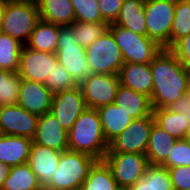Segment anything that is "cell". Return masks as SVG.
Here are the masks:
<instances>
[{
  "instance_id": "13",
  "label": "cell",
  "mask_w": 190,
  "mask_h": 190,
  "mask_svg": "<svg viewBox=\"0 0 190 190\" xmlns=\"http://www.w3.org/2000/svg\"><path fill=\"white\" fill-rule=\"evenodd\" d=\"M87 108L79 85L53 94L50 113L54 115L67 131L79 115Z\"/></svg>"
},
{
  "instance_id": "30",
  "label": "cell",
  "mask_w": 190,
  "mask_h": 190,
  "mask_svg": "<svg viewBox=\"0 0 190 190\" xmlns=\"http://www.w3.org/2000/svg\"><path fill=\"white\" fill-rule=\"evenodd\" d=\"M77 43L82 47L93 44L103 33L108 30L109 25L104 22L74 21L68 26Z\"/></svg>"
},
{
  "instance_id": "3",
  "label": "cell",
  "mask_w": 190,
  "mask_h": 190,
  "mask_svg": "<svg viewBox=\"0 0 190 190\" xmlns=\"http://www.w3.org/2000/svg\"><path fill=\"white\" fill-rule=\"evenodd\" d=\"M97 161L96 158L77 151L61 152L57 170L44 188L47 190H80L90 169Z\"/></svg>"
},
{
  "instance_id": "28",
  "label": "cell",
  "mask_w": 190,
  "mask_h": 190,
  "mask_svg": "<svg viewBox=\"0 0 190 190\" xmlns=\"http://www.w3.org/2000/svg\"><path fill=\"white\" fill-rule=\"evenodd\" d=\"M80 190H121L110 168L103 161H97L90 169Z\"/></svg>"
},
{
  "instance_id": "38",
  "label": "cell",
  "mask_w": 190,
  "mask_h": 190,
  "mask_svg": "<svg viewBox=\"0 0 190 190\" xmlns=\"http://www.w3.org/2000/svg\"><path fill=\"white\" fill-rule=\"evenodd\" d=\"M153 190H173L168 168L161 165H152Z\"/></svg>"
},
{
  "instance_id": "37",
  "label": "cell",
  "mask_w": 190,
  "mask_h": 190,
  "mask_svg": "<svg viewBox=\"0 0 190 190\" xmlns=\"http://www.w3.org/2000/svg\"><path fill=\"white\" fill-rule=\"evenodd\" d=\"M173 190H190V165L168 168Z\"/></svg>"
},
{
  "instance_id": "21",
  "label": "cell",
  "mask_w": 190,
  "mask_h": 190,
  "mask_svg": "<svg viewBox=\"0 0 190 190\" xmlns=\"http://www.w3.org/2000/svg\"><path fill=\"white\" fill-rule=\"evenodd\" d=\"M97 111L104 137L108 143L117 137L134 120L127 112L118 108L115 103L101 106Z\"/></svg>"
},
{
  "instance_id": "7",
  "label": "cell",
  "mask_w": 190,
  "mask_h": 190,
  "mask_svg": "<svg viewBox=\"0 0 190 190\" xmlns=\"http://www.w3.org/2000/svg\"><path fill=\"white\" fill-rule=\"evenodd\" d=\"M176 0H145L147 36L164 49H170L171 27Z\"/></svg>"
},
{
  "instance_id": "9",
  "label": "cell",
  "mask_w": 190,
  "mask_h": 190,
  "mask_svg": "<svg viewBox=\"0 0 190 190\" xmlns=\"http://www.w3.org/2000/svg\"><path fill=\"white\" fill-rule=\"evenodd\" d=\"M103 161L121 190L135 184L149 166L147 156L140 153L106 152Z\"/></svg>"
},
{
  "instance_id": "46",
  "label": "cell",
  "mask_w": 190,
  "mask_h": 190,
  "mask_svg": "<svg viewBox=\"0 0 190 190\" xmlns=\"http://www.w3.org/2000/svg\"><path fill=\"white\" fill-rule=\"evenodd\" d=\"M185 139L190 142V129H189V131L187 132V135H186V138H185Z\"/></svg>"
},
{
  "instance_id": "44",
  "label": "cell",
  "mask_w": 190,
  "mask_h": 190,
  "mask_svg": "<svg viewBox=\"0 0 190 190\" xmlns=\"http://www.w3.org/2000/svg\"><path fill=\"white\" fill-rule=\"evenodd\" d=\"M180 62L184 65L185 72L190 78V60H180Z\"/></svg>"
},
{
  "instance_id": "42",
  "label": "cell",
  "mask_w": 190,
  "mask_h": 190,
  "mask_svg": "<svg viewBox=\"0 0 190 190\" xmlns=\"http://www.w3.org/2000/svg\"><path fill=\"white\" fill-rule=\"evenodd\" d=\"M11 167L0 161V190L3 188L4 182L10 173Z\"/></svg>"
},
{
  "instance_id": "23",
  "label": "cell",
  "mask_w": 190,
  "mask_h": 190,
  "mask_svg": "<svg viewBox=\"0 0 190 190\" xmlns=\"http://www.w3.org/2000/svg\"><path fill=\"white\" fill-rule=\"evenodd\" d=\"M176 140L154 122L145 153L149 165H162L167 160Z\"/></svg>"
},
{
  "instance_id": "22",
  "label": "cell",
  "mask_w": 190,
  "mask_h": 190,
  "mask_svg": "<svg viewBox=\"0 0 190 190\" xmlns=\"http://www.w3.org/2000/svg\"><path fill=\"white\" fill-rule=\"evenodd\" d=\"M40 19L60 26H69L75 21V12L70 0H38Z\"/></svg>"
},
{
  "instance_id": "2",
  "label": "cell",
  "mask_w": 190,
  "mask_h": 190,
  "mask_svg": "<svg viewBox=\"0 0 190 190\" xmlns=\"http://www.w3.org/2000/svg\"><path fill=\"white\" fill-rule=\"evenodd\" d=\"M109 149L97 109L86 108L68 131V150L103 160Z\"/></svg>"
},
{
  "instance_id": "25",
  "label": "cell",
  "mask_w": 190,
  "mask_h": 190,
  "mask_svg": "<svg viewBox=\"0 0 190 190\" xmlns=\"http://www.w3.org/2000/svg\"><path fill=\"white\" fill-rule=\"evenodd\" d=\"M60 25L39 20L26 46L32 50L56 53Z\"/></svg>"
},
{
  "instance_id": "15",
  "label": "cell",
  "mask_w": 190,
  "mask_h": 190,
  "mask_svg": "<svg viewBox=\"0 0 190 190\" xmlns=\"http://www.w3.org/2000/svg\"><path fill=\"white\" fill-rule=\"evenodd\" d=\"M33 142L63 152L68 150V131L48 112L39 116Z\"/></svg>"
},
{
  "instance_id": "33",
  "label": "cell",
  "mask_w": 190,
  "mask_h": 190,
  "mask_svg": "<svg viewBox=\"0 0 190 190\" xmlns=\"http://www.w3.org/2000/svg\"><path fill=\"white\" fill-rule=\"evenodd\" d=\"M73 4L76 21L103 22L97 0H70Z\"/></svg>"
},
{
  "instance_id": "39",
  "label": "cell",
  "mask_w": 190,
  "mask_h": 190,
  "mask_svg": "<svg viewBox=\"0 0 190 190\" xmlns=\"http://www.w3.org/2000/svg\"><path fill=\"white\" fill-rule=\"evenodd\" d=\"M179 60H190V34L169 49Z\"/></svg>"
},
{
  "instance_id": "19",
  "label": "cell",
  "mask_w": 190,
  "mask_h": 190,
  "mask_svg": "<svg viewBox=\"0 0 190 190\" xmlns=\"http://www.w3.org/2000/svg\"><path fill=\"white\" fill-rule=\"evenodd\" d=\"M33 139L3 135L0 138V161L10 167L27 163Z\"/></svg>"
},
{
  "instance_id": "4",
  "label": "cell",
  "mask_w": 190,
  "mask_h": 190,
  "mask_svg": "<svg viewBox=\"0 0 190 190\" xmlns=\"http://www.w3.org/2000/svg\"><path fill=\"white\" fill-rule=\"evenodd\" d=\"M39 20L37 2L11 0L4 5L0 31L26 45Z\"/></svg>"
},
{
  "instance_id": "32",
  "label": "cell",
  "mask_w": 190,
  "mask_h": 190,
  "mask_svg": "<svg viewBox=\"0 0 190 190\" xmlns=\"http://www.w3.org/2000/svg\"><path fill=\"white\" fill-rule=\"evenodd\" d=\"M44 86L53 94L77 86L72 76L60 63H57L51 74L45 79Z\"/></svg>"
},
{
  "instance_id": "43",
  "label": "cell",
  "mask_w": 190,
  "mask_h": 190,
  "mask_svg": "<svg viewBox=\"0 0 190 190\" xmlns=\"http://www.w3.org/2000/svg\"><path fill=\"white\" fill-rule=\"evenodd\" d=\"M11 72L0 69V107L2 106V88H3V80L7 78V76Z\"/></svg>"
},
{
  "instance_id": "16",
  "label": "cell",
  "mask_w": 190,
  "mask_h": 190,
  "mask_svg": "<svg viewBox=\"0 0 190 190\" xmlns=\"http://www.w3.org/2000/svg\"><path fill=\"white\" fill-rule=\"evenodd\" d=\"M53 93L43 83L22 79L17 104L38 116L50 112Z\"/></svg>"
},
{
  "instance_id": "11",
  "label": "cell",
  "mask_w": 190,
  "mask_h": 190,
  "mask_svg": "<svg viewBox=\"0 0 190 190\" xmlns=\"http://www.w3.org/2000/svg\"><path fill=\"white\" fill-rule=\"evenodd\" d=\"M87 108L113 104L120 86L118 75L92 74L80 85Z\"/></svg>"
},
{
  "instance_id": "27",
  "label": "cell",
  "mask_w": 190,
  "mask_h": 190,
  "mask_svg": "<svg viewBox=\"0 0 190 190\" xmlns=\"http://www.w3.org/2000/svg\"><path fill=\"white\" fill-rule=\"evenodd\" d=\"M36 175L27 163L11 167L2 190H41Z\"/></svg>"
},
{
  "instance_id": "31",
  "label": "cell",
  "mask_w": 190,
  "mask_h": 190,
  "mask_svg": "<svg viewBox=\"0 0 190 190\" xmlns=\"http://www.w3.org/2000/svg\"><path fill=\"white\" fill-rule=\"evenodd\" d=\"M190 34V0H176L171 27L170 48Z\"/></svg>"
},
{
  "instance_id": "48",
  "label": "cell",
  "mask_w": 190,
  "mask_h": 190,
  "mask_svg": "<svg viewBox=\"0 0 190 190\" xmlns=\"http://www.w3.org/2000/svg\"><path fill=\"white\" fill-rule=\"evenodd\" d=\"M3 135H4V133H3L2 127H1V125H0V138H1Z\"/></svg>"
},
{
  "instance_id": "18",
  "label": "cell",
  "mask_w": 190,
  "mask_h": 190,
  "mask_svg": "<svg viewBox=\"0 0 190 190\" xmlns=\"http://www.w3.org/2000/svg\"><path fill=\"white\" fill-rule=\"evenodd\" d=\"M118 77L122 86L151 97L153 77L150 63H124L119 70Z\"/></svg>"
},
{
  "instance_id": "20",
  "label": "cell",
  "mask_w": 190,
  "mask_h": 190,
  "mask_svg": "<svg viewBox=\"0 0 190 190\" xmlns=\"http://www.w3.org/2000/svg\"><path fill=\"white\" fill-rule=\"evenodd\" d=\"M133 119H139L152 114L150 98L145 94L126 88L120 84L114 102Z\"/></svg>"
},
{
  "instance_id": "17",
  "label": "cell",
  "mask_w": 190,
  "mask_h": 190,
  "mask_svg": "<svg viewBox=\"0 0 190 190\" xmlns=\"http://www.w3.org/2000/svg\"><path fill=\"white\" fill-rule=\"evenodd\" d=\"M61 152L32 142L27 164L44 188L57 170Z\"/></svg>"
},
{
  "instance_id": "35",
  "label": "cell",
  "mask_w": 190,
  "mask_h": 190,
  "mask_svg": "<svg viewBox=\"0 0 190 190\" xmlns=\"http://www.w3.org/2000/svg\"><path fill=\"white\" fill-rule=\"evenodd\" d=\"M21 82L22 78L18 72H11L3 80L2 106L17 104Z\"/></svg>"
},
{
  "instance_id": "29",
  "label": "cell",
  "mask_w": 190,
  "mask_h": 190,
  "mask_svg": "<svg viewBox=\"0 0 190 190\" xmlns=\"http://www.w3.org/2000/svg\"><path fill=\"white\" fill-rule=\"evenodd\" d=\"M23 46L13 37L0 31V69L18 72Z\"/></svg>"
},
{
  "instance_id": "8",
  "label": "cell",
  "mask_w": 190,
  "mask_h": 190,
  "mask_svg": "<svg viewBox=\"0 0 190 190\" xmlns=\"http://www.w3.org/2000/svg\"><path fill=\"white\" fill-rule=\"evenodd\" d=\"M85 51L93 74L118 75L125 63L121 50L109 29L93 44L87 46Z\"/></svg>"
},
{
  "instance_id": "6",
  "label": "cell",
  "mask_w": 190,
  "mask_h": 190,
  "mask_svg": "<svg viewBox=\"0 0 190 190\" xmlns=\"http://www.w3.org/2000/svg\"><path fill=\"white\" fill-rule=\"evenodd\" d=\"M108 29L113 34L125 63H151L163 49L148 36L136 34L130 29L116 24H110Z\"/></svg>"
},
{
  "instance_id": "50",
  "label": "cell",
  "mask_w": 190,
  "mask_h": 190,
  "mask_svg": "<svg viewBox=\"0 0 190 190\" xmlns=\"http://www.w3.org/2000/svg\"><path fill=\"white\" fill-rule=\"evenodd\" d=\"M24 1H33V2H37L38 0H24Z\"/></svg>"
},
{
  "instance_id": "10",
  "label": "cell",
  "mask_w": 190,
  "mask_h": 190,
  "mask_svg": "<svg viewBox=\"0 0 190 190\" xmlns=\"http://www.w3.org/2000/svg\"><path fill=\"white\" fill-rule=\"evenodd\" d=\"M155 120L153 114L134 119L117 137L109 143L107 152L145 154Z\"/></svg>"
},
{
  "instance_id": "47",
  "label": "cell",
  "mask_w": 190,
  "mask_h": 190,
  "mask_svg": "<svg viewBox=\"0 0 190 190\" xmlns=\"http://www.w3.org/2000/svg\"><path fill=\"white\" fill-rule=\"evenodd\" d=\"M9 1H11V0H0V4H6V3H8Z\"/></svg>"
},
{
  "instance_id": "5",
  "label": "cell",
  "mask_w": 190,
  "mask_h": 190,
  "mask_svg": "<svg viewBox=\"0 0 190 190\" xmlns=\"http://www.w3.org/2000/svg\"><path fill=\"white\" fill-rule=\"evenodd\" d=\"M57 61L72 76L77 85L92 75L85 47L80 46L68 26H61L57 42Z\"/></svg>"
},
{
  "instance_id": "36",
  "label": "cell",
  "mask_w": 190,
  "mask_h": 190,
  "mask_svg": "<svg viewBox=\"0 0 190 190\" xmlns=\"http://www.w3.org/2000/svg\"><path fill=\"white\" fill-rule=\"evenodd\" d=\"M124 0H97L103 22L114 24L119 16Z\"/></svg>"
},
{
  "instance_id": "12",
  "label": "cell",
  "mask_w": 190,
  "mask_h": 190,
  "mask_svg": "<svg viewBox=\"0 0 190 190\" xmlns=\"http://www.w3.org/2000/svg\"><path fill=\"white\" fill-rule=\"evenodd\" d=\"M57 63L56 53L32 50L24 45L20 53L18 73L22 79L44 83Z\"/></svg>"
},
{
  "instance_id": "1",
  "label": "cell",
  "mask_w": 190,
  "mask_h": 190,
  "mask_svg": "<svg viewBox=\"0 0 190 190\" xmlns=\"http://www.w3.org/2000/svg\"><path fill=\"white\" fill-rule=\"evenodd\" d=\"M150 67L153 77L152 109L167 108L187 94L190 78L184 65L169 49L163 48L153 58Z\"/></svg>"
},
{
  "instance_id": "41",
  "label": "cell",
  "mask_w": 190,
  "mask_h": 190,
  "mask_svg": "<svg viewBox=\"0 0 190 190\" xmlns=\"http://www.w3.org/2000/svg\"><path fill=\"white\" fill-rule=\"evenodd\" d=\"M124 190H153L152 188V165H149L142 176L135 184Z\"/></svg>"
},
{
  "instance_id": "40",
  "label": "cell",
  "mask_w": 190,
  "mask_h": 190,
  "mask_svg": "<svg viewBox=\"0 0 190 190\" xmlns=\"http://www.w3.org/2000/svg\"><path fill=\"white\" fill-rule=\"evenodd\" d=\"M167 108L175 113L183 114L187 118L190 128V98L187 94L179 98Z\"/></svg>"
},
{
  "instance_id": "24",
  "label": "cell",
  "mask_w": 190,
  "mask_h": 190,
  "mask_svg": "<svg viewBox=\"0 0 190 190\" xmlns=\"http://www.w3.org/2000/svg\"><path fill=\"white\" fill-rule=\"evenodd\" d=\"M144 4L145 0H124L114 24L130 29L136 34L147 36Z\"/></svg>"
},
{
  "instance_id": "49",
  "label": "cell",
  "mask_w": 190,
  "mask_h": 190,
  "mask_svg": "<svg viewBox=\"0 0 190 190\" xmlns=\"http://www.w3.org/2000/svg\"><path fill=\"white\" fill-rule=\"evenodd\" d=\"M187 95H188L189 98H190V82H189V87H188Z\"/></svg>"
},
{
  "instance_id": "45",
  "label": "cell",
  "mask_w": 190,
  "mask_h": 190,
  "mask_svg": "<svg viewBox=\"0 0 190 190\" xmlns=\"http://www.w3.org/2000/svg\"><path fill=\"white\" fill-rule=\"evenodd\" d=\"M3 9H4V4H0V28H1V19H2Z\"/></svg>"
},
{
  "instance_id": "26",
  "label": "cell",
  "mask_w": 190,
  "mask_h": 190,
  "mask_svg": "<svg viewBox=\"0 0 190 190\" xmlns=\"http://www.w3.org/2000/svg\"><path fill=\"white\" fill-rule=\"evenodd\" d=\"M155 123L177 140H184L189 131L187 118L168 108L152 109Z\"/></svg>"
},
{
  "instance_id": "14",
  "label": "cell",
  "mask_w": 190,
  "mask_h": 190,
  "mask_svg": "<svg viewBox=\"0 0 190 190\" xmlns=\"http://www.w3.org/2000/svg\"><path fill=\"white\" fill-rule=\"evenodd\" d=\"M39 116L18 104L0 107V125L4 135L23 136L33 139Z\"/></svg>"
},
{
  "instance_id": "34",
  "label": "cell",
  "mask_w": 190,
  "mask_h": 190,
  "mask_svg": "<svg viewBox=\"0 0 190 190\" xmlns=\"http://www.w3.org/2000/svg\"><path fill=\"white\" fill-rule=\"evenodd\" d=\"M190 165V142L186 139L176 140L167 160L161 165L166 168Z\"/></svg>"
}]
</instances>
